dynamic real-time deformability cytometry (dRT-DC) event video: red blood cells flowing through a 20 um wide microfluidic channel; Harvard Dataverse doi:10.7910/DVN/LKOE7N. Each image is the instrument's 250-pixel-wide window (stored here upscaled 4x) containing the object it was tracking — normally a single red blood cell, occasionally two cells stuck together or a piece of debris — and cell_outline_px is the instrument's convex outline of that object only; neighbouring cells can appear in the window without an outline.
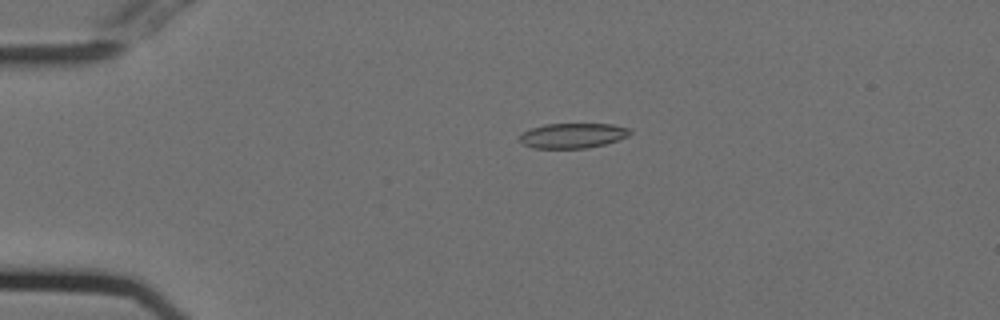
{"species": "Egyptian fruit bat (a non-hibernating species)", "species_latin": "Rousettus aegyptiacus", "temperature_condition": "cold", "stored_images_in_passage": 55, "camera_frame_rate_fps": 3000, "um_per_image_px": 0.085, "animal": {"sex": "female"}, "frame": {"image": 1, "passage_image": 13, "time_ms": 4.0, "image_size_px": [1000, 320], "cell_outline_px": [[632, 132], [628, 136], [604, 144], [584, 148], [532, 148], [524, 144], [520, 140], [520, 136], [524, 132], [532, 128], [544, 124], [612, 124], [628, 128]], "centroid_in_image_um": [48.68, 11.52], "position_along_channel_um": 36.3, "area_um2": 15.84}}
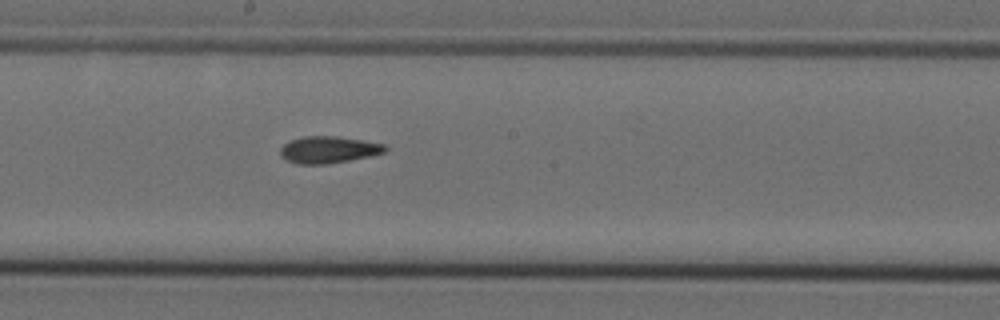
{"frame": {"image": 2, "passage_image": 31, "time_ms": 10.0, "image_size_px": [1000, 320], "cell_outline_px": [[388, 148], [384, 152], [372, 156], [328, 164], [296, 164], [284, 160], [280, 156], [280, 148], [284, 144], [292, 140], [304, 136], [336, 136], [384, 144]], "centroid_in_image_um": [27.89, 12.74], "position_along_channel_um": 220.3, "area_um2": 16.47}}
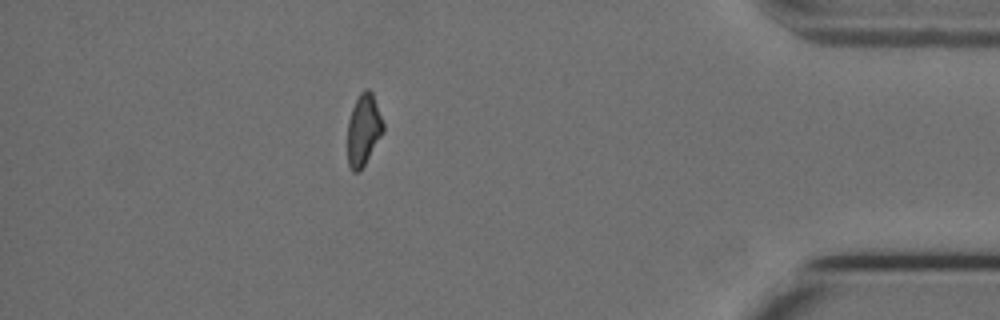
{"frame": {"image": 3, "passage_image": 49, "time_ms": 16.0, "image_size_px": [1000, 320], "cell_outline_px": [[384, 132], [360, 172], [352, 172], [348, 164], [348, 120], [352, 108], [360, 92], [364, 88], [368, 88], [372, 92], [384, 124]], "centroid_in_image_um": [30.9, 11.04], "position_along_channel_um": 404.3, "area_um2": 14.97}, "authors_computed_cell_mechanics": {"area_um2": 16.2418, "velocity_mm_per_s": 3.7538, "shape_relaxation_time_tau1_ms": null, "shape_relaxation_time_tau2_ms": 7.7261, "deformation_change_tau1": null, "deformation_change_tau2": 0.1125}}